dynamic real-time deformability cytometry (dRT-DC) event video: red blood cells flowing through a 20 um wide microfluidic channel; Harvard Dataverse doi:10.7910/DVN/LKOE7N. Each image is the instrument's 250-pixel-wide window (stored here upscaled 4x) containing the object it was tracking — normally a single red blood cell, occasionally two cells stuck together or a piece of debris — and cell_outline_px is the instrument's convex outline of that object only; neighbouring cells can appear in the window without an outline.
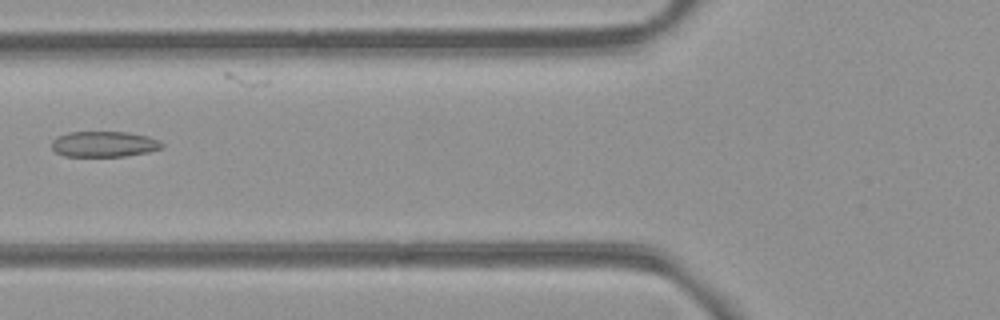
{"species": "common noctule bat (a hibernating species)", "species_latin": "Nyctalus noctula", "temperature_condition": "room temperature", "stored_images_in_passage": 7, "camera_frame_rate_fps": 3000, "um_per_image_px": 0.085, "animal": {"sex": "female", "body_mass_g": 21.9}, "frame": {"image": 1, "passage_image": 6, "time_ms": 6.0, "image_size_px": [1000, 320], "cell_outline_px": [[164, 148], [148, 152], [124, 156], [64, 156], [56, 152], [52, 148], [52, 140], [56, 136], [68, 132], [128, 132], [148, 136], [160, 140], [164, 144]], "centroid_in_image_um": [8.86, 12.24], "position_along_channel_um": 116.9, "area_um2": 16.65}}
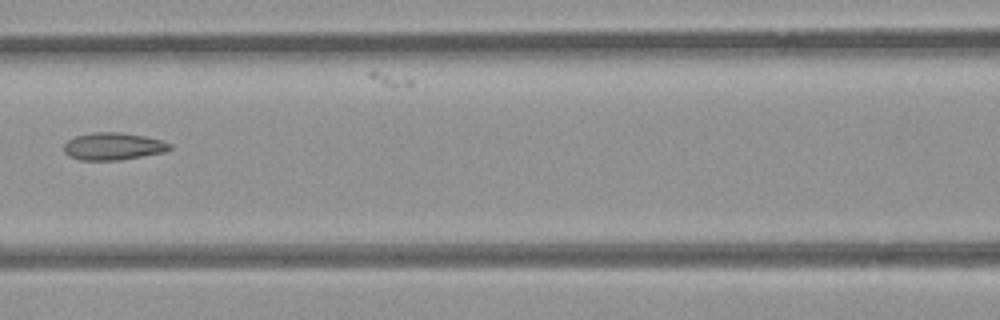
{"frame": {"image": 2, "passage_image": 7, "time_ms": 7.0, "image_size_px": [1000, 320], "cell_outline_px": [[172, 148], [164, 152], [120, 160], [80, 160], [68, 156], [64, 152], [64, 144], [68, 140], [76, 136], [92, 132], [120, 132], [144, 136], [164, 140], [172, 144]], "centroid_in_image_um": [9.63, 12.43], "position_along_channel_um": 157.0, "area_um2": 16.99}}